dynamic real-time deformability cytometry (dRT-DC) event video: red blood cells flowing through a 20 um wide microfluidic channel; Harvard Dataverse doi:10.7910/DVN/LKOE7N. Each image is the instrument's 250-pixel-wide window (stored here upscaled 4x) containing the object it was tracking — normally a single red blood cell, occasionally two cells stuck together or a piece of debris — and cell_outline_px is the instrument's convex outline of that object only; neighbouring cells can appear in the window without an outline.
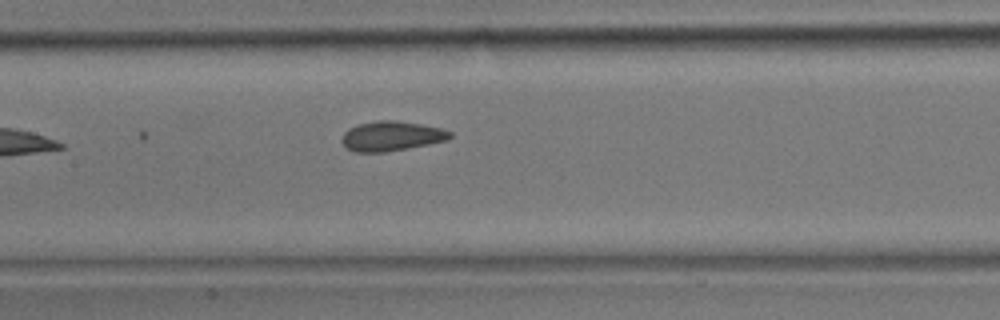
{"species": "common noctule bat (a hibernating species)", "species_latin": "Nyctalus noctula", "temperature_condition": "room temperature", "stored_images_in_passage": 8, "camera_frame_rate_fps": 3000, "um_per_image_px": 0.085, "animal": {"sex": "male", "body_mass_g": 17.9}, "frame": {"image": 1, "passage_image": 8, "time_ms": 2.333, "image_size_px": [1000, 320], "cell_outline_px": [[452, 136], [448, 140], [408, 148], [384, 152], [352, 152], [340, 140], [344, 132], [348, 128], [360, 124], [380, 120], [396, 120], [444, 128], [452, 132]], "centroid_in_image_um": [33.29, 11.56], "position_along_channel_um": 174.1, "area_um2": 18.79}}